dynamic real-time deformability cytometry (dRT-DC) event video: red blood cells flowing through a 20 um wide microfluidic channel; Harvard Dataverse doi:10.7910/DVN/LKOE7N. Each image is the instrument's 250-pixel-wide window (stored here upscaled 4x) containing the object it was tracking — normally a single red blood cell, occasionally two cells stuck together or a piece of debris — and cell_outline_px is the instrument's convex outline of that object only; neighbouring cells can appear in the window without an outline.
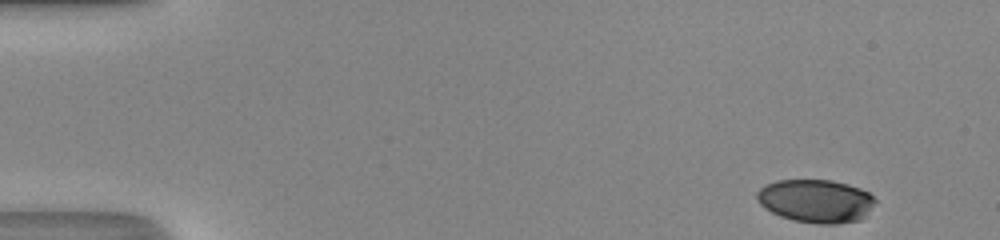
{"species": "human", "species_latin": "Homo sapiens", "temperature_condition": "room temperature", "stored_images_in_passage": 46, "camera_frame_rate_fps": 3000, "um_per_image_px": 0.085, "donor": {"sex": "male"}, "frame": {"image": 1, "passage_image": 1, "time_ms": 0.0, "image_size_px": [1000, 240], "cell_outline_px": [[876, 200], [864, 216], [860, 220], [836, 224], [820, 224], [792, 220], [780, 216], [764, 208], [760, 204], [756, 196], [756, 192], [764, 184], [776, 180], [832, 180], [848, 184], [860, 188], [868, 192]], "centroid_in_image_um": [69.31, 17.07], "position_along_channel_um": 15.7, "area_um2": 29.82}}
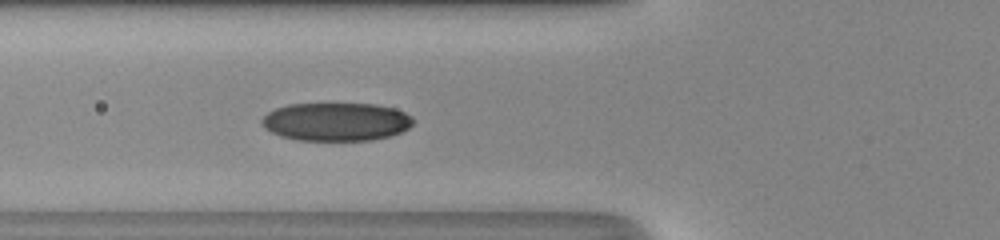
{"frame": {"image": 2, "passage_image": 16, "time_ms": 5.0, "image_size_px": [1000, 240], "cell_outline_px": [[416, 120], [408, 128], [392, 136], [372, 140], [296, 140], [280, 136], [264, 128], [260, 124], [260, 120], [268, 112], [276, 108], [288, 104], [376, 104], [392, 108], [404, 112], [412, 116]], "centroid_in_image_um": [28.57, 10.35], "position_along_channel_um": 97.2, "area_um2": 33.93}}
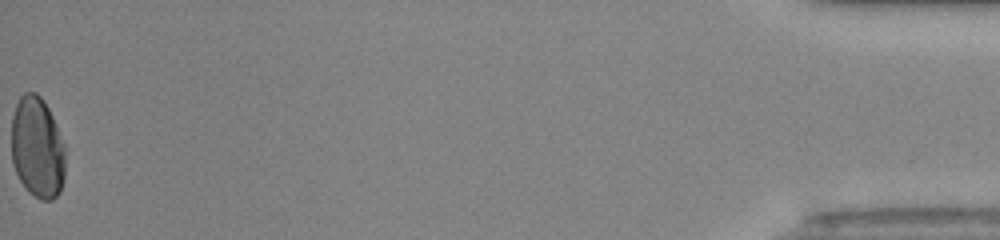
{"frame": {"image": 3, "passage_image": 46, "time_ms": 15.0, "image_size_px": [1000, 240], "cell_outline_px": [[64, 180], [60, 192], [52, 200], [40, 200], [28, 192], [20, 180], [12, 164], [12, 116], [16, 104], [20, 96], [24, 92], [36, 92], [44, 100], [52, 116], [64, 144]], "centroid_in_image_um": [3.16, 12.55], "position_along_channel_um": 432.0, "area_um2": 31.91}, "authors_computed_cell_mechanics": {"area_um2": 33.2639, "velocity_mm_per_s": 4.3313, "shape_relaxation_time_tau1_ms": 4.5294, "shape_relaxation_time_tau2_ms": 1.2973, "deformation_change_tau1": 0.1684, "deformation_change_tau2": 0.0406}}